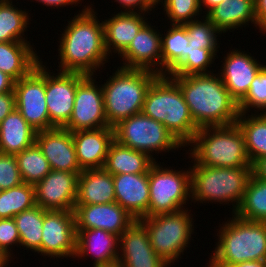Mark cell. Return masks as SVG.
Returning a JSON list of instances; mask_svg holds the SVG:
<instances>
[{
  "instance_id": "obj_1",
  "label": "cell",
  "mask_w": 266,
  "mask_h": 267,
  "mask_svg": "<svg viewBox=\"0 0 266 267\" xmlns=\"http://www.w3.org/2000/svg\"><path fill=\"white\" fill-rule=\"evenodd\" d=\"M90 6L85 5L81 13L79 11L74 15L61 34L57 71L94 76L97 69L108 62L109 56L104 45V24L100 23L95 15L97 12Z\"/></svg>"
},
{
  "instance_id": "obj_45",
  "label": "cell",
  "mask_w": 266,
  "mask_h": 267,
  "mask_svg": "<svg viewBox=\"0 0 266 267\" xmlns=\"http://www.w3.org/2000/svg\"><path fill=\"white\" fill-rule=\"evenodd\" d=\"M15 105V93L7 92L0 94V122L9 115L14 109Z\"/></svg>"
},
{
  "instance_id": "obj_36",
  "label": "cell",
  "mask_w": 266,
  "mask_h": 267,
  "mask_svg": "<svg viewBox=\"0 0 266 267\" xmlns=\"http://www.w3.org/2000/svg\"><path fill=\"white\" fill-rule=\"evenodd\" d=\"M36 205L34 185L22 183L0 193V219L13 218Z\"/></svg>"
},
{
  "instance_id": "obj_41",
  "label": "cell",
  "mask_w": 266,
  "mask_h": 267,
  "mask_svg": "<svg viewBox=\"0 0 266 267\" xmlns=\"http://www.w3.org/2000/svg\"><path fill=\"white\" fill-rule=\"evenodd\" d=\"M240 112L248 113L252 108L266 113V65L254 77L246 96L238 103ZM251 108V109H250Z\"/></svg>"
},
{
  "instance_id": "obj_55",
  "label": "cell",
  "mask_w": 266,
  "mask_h": 267,
  "mask_svg": "<svg viewBox=\"0 0 266 267\" xmlns=\"http://www.w3.org/2000/svg\"><path fill=\"white\" fill-rule=\"evenodd\" d=\"M146 2L154 9V8H156L155 7L156 5H159L160 3L162 5L163 2H165V0H146Z\"/></svg>"
},
{
  "instance_id": "obj_35",
  "label": "cell",
  "mask_w": 266,
  "mask_h": 267,
  "mask_svg": "<svg viewBox=\"0 0 266 267\" xmlns=\"http://www.w3.org/2000/svg\"><path fill=\"white\" fill-rule=\"evenodd\" d=\"M24 183L35 185L52 169L36 143L15 155Z\"/></svg>"
},
{
  "instance_id": "obj_7",
  "label": "cell",
  "mask_w": 266,
  "mask_h": 267,
  "mask_svg": "<svg viewBox=\"0 0 266 267\" xmlns=\"http://www.w3.org/2000/svg\"><path fill=\"white\" fill-rule=\"evenodd\" d=\"M187 209V210H186ZM191 210L181 209L177 212L157 214L141 218L145 225L152 248L167 264L171 266L188 247L194 225Z\"/></svg>"
},
{
  "instance_id": "obj_9",
  "label": "cell",
  "mask_w": 266,
  "mask_h": 267,
  "mask_svg": "<svg viewBox=\"0 0 266 267\" xmlns=\"http://www.w3.org/2000/svg\"><path fill=\"white\" fill-rule=\"evenodd\" d=\"M160 165L155 162L148 171V217L177 212L191 199V168L174 171Z\"/></svg>"
},
{
  "instance_id": "obj_37",
  "label": "cell",
  "mask_w": 266,
  "mask_h": 267,
  "mask_svg": "<svg viewBox=\"0 0 266 267\" xmlns=\"http://www.w3.org/2000/svg\"><path fill=\"white\" fill-rule=\"evenodd\" d=\"M218 48H200L187 45V56L168 74L169 76H186L213 73L207 68L214 63Z\"/></svg>"
},
{
  "instance_id": "obj_33",
  "label": "cell",
  "mask_w": 266,
  "mask_h": 267,
  "mask_svg": "<svg viewBox=\"0 0 266 267\" xmlns=\"http://www.w3.org/2000/svg\"><path fill=\"white\" fill-rule=\"evenodd\" d=\"M20 237V247L41 253L43 209L40 206L24 210L13 217Z\"/></svg>"
},
{
  "instance_id": "obj_51",
  "label": "cell",
  "mask_w": 266,
  "mask_h": 267,
  "mask_svg": "<svg viewBox=\"0 0 266 267\" xmlns=\"http://www.w3.org/2000/svg\"><path fill=\"white\" fill-rule=\"evenodd\" d=\"M232 267H266V261H246Z\"/></svg>"
},
{
  "instance_id": "obj_27",
  "label": "cell",
  "mask_w": 266,
  "mask_h": 267,
  "mask_svg": "<svg viewBox=\"0 0 266 267\" xmlns=\"http://www.w3.org/2000/svg\"><path fill=\"white\" fill-rule=\"evenodd\" d=\"M30 42H0V71L18 81L42 60Z\"/></svg>"
},
{
  "instance_id": "obj_56",
  "label": "cell",
  "mask_w": 266,
  "mask_h": 267,
  "mask_svg": "<svg viewBox=\"0 0 266 267\" xmlns=\"http://www.w3.org/2000/svg\"><path fill=\"white\" fill-rule=\"evenodd\" d=\"M209 264H208V267H220L218 265H216L214 262H212L211 260H209Z\"/></svg>"
},
{
  "instance_id": "obj_53",
  "label": "cell",
  "mask_w": 266,
  "mask_h": 267,
  "mask_svg": "<svg viewBox=\"0 0 266 267\" xmlns=\"http://www.w3.org/2000/svg\"><path fill=\"white\" fill-rule=\"evenodd\" d=\"M9 261L11 262V259L8 255H6L1 249H0V267H7L9 266Z\"/></svg>"
},
{
  "instance_id": "obj_25",
  "label": "cell",
  "mask_w": 266,
  "mask_h": 267,
  "mask_svg": "<svg viewBox=\"0 0 266 267\" xmlns=\"http://www.w3.org/2000/svg\"><path fill=\"white\" fill-rule=\"evenodd\" d=\"M115 202L113 175L104 168L83 170L78 179L75 205Z\"/></svg>"
},
{
  "instance_id": "obj_22",
  "label": "cell",
  "mask_w": 266,
  "mask_h": 267,
  "mask_svg": "<svg viewBox=\"0 0 266 267\" xmlns=\"http://www.w3.org/2000/svg\"><path fill=\"white\" fill-rule=\"evenodd\" d=\"M166 113V128L184 147H188L199 128L194 123L180 87L169 75Z\"/></svg>"
},
{
  "instance_id": "obj_57",
  "label": "cell",
  "mask_w": 266,
  "mask_h": 267,
  "mask_svg": "<svg viewBox=\"0 0 266 267\" xmlns=\"http://www.w3.org/2000/svg\"><path fill=\"white\" fill-rule=\"evenodd\" d=\"M8 1H11V0H0V2H8Z\"/></svg>"
},
{
  "instance_id": "obj_20",
  "label": "cell",
  "mask_w": 266,
  "mask_h": 267,
  "mask_svg": "<svg viewBox=\"0 0 266 267\" xmlns=\"http://www.w3.org/2000/svg\"><path fill=\"white\" fill-rule=\"evenodd\" d=\"M77 161L82 170L101 169L105 165L111 143L112 127L72 132Z\"/></svg>"
},
{
  "instance_id": "obj_32",
  "label": "cell",
  "mask_w": 266,
  "mask_h": 267,
  "mask_svg": "<svg viewBox=\"0 0 266 267\" xmlns=\"http://www.w3.org/2000/svg\"><path fill=\"white\" fill-rule=\"evenodd\" d=\"M247 221L266 222V181L251 175L243 200L234 213Z\"/></svg>"
},
{
  "instance_id": "obj_4",
  "label": "cell",
  "mask_w": 266,
  "mask_h": 267,
  "mask_svg": "<svg viewBox=\"0 0 266 267\" xmlns=\"http://www.w3.org/2000/svg\"><path fill=\"white\" fill-rule=\"evenodd\" d=\"M102 85L105 115L110 127L142 112L152 82L159 76L146 69L117 67Z\"/></svg>"
},
{
  "instance_id": "obj_42",
  "label": "cell",
  "mask_w": 266,
  "mask_h": 267,
  "mask_svg": "<svg viewBox=\"0 0 266 267\" xmlns=\"http://www.w3.org/2000/svg\"><path fill=\"white\" fill-rule=\"evenodd\" d=\"M23 183L15 155L0 153V188L7 190Z\"/></svg>"
},
{
  "instance_id": "obj_14",
  "label": "cell",
  "mask_w": 266,
  "mask_h": 267,
  "mask_svg": "<svg viewBox=\"0 0 266 267\" xmlns=\"http://www.w3.org/2000/svg\"><path fill=\"white\" fill-rule=\"evenodd\" d=\"M80 173L51 170L34 185L36 205L44 210L74 211Z\"/></svg>"
},
{
  "instance_id": "obj_15",
  "label": "cell",
  "mask_w": 266,
  "mask_h": 267,
  "mask_svg": "<svg viewBox=\"0 0 266 267\" xmlns=\"http://www.w3.org/2000/svg\"><path fill=\"white\" fill-rule=\"evenodd\" d=\"M118 260L123 267H168L150 244L145 225L135 220L120 236Z\"/></svg>"
},
{
  "instance_id": "obj_16",
  "label": "cell",
  "mask_w": 266,
  "mask_h": 267,
  "mask_svg": "<svg viewBox=\"0 0 266 267\" xmlns=\"http://www.w3.org/2000/svg\"><path fill=\"white\" fill-rule=\"evenodd\" d=\"M76 229H102L120 236L136 219L118 203L75 205Z\"/></svg>"
},
{
  "instance_id": "obj_23",
  "label": "cell",
  "mask_w": 266,
  "mask_h": 267,
  "mask_svg": "<svg viewBox=\"0 0 266 267\" xmlns=\"http://www.w3.org/2000/svg\"><path fill=\"white\" fill-rule=\"evenodd\" d=\"M147 13L118 12L102 21L104 24V45L106 53L121 55L130 45L140 29L148 22ZM112 49V50H111Z\"/></svg>"
},
{
  "instance_id": "obj_49",
  "label": "cell",
  "mask_w": 266,
  "mask_h": 267,
  "mask_svg": "<svg viewBox=\"0 0 266 267\" xmlns=\"http://www.w3.org/2000/svg\"><path fill=\"white\" fill-rule=\"evenodd\" d=\"M257 22L266 14V0H255Z\"/></svg>"
},
{
  "instance_id": "obj_46",
  "label": "cell",
  "mask_w": 266,
  "mask_h": 267,
  "mask_svg": "<svg viewBox=\"0 0 266 267\" xmlns=\"http://www.w3.org/2000/svg\"><path fill=\"white\" fill-rule=\"evenodd\" d=\"M15 80L0 71V94L7 92H14Z\"/></svg>"
},
{
  "instance_id": "obj_28",
  "label": "cell",
  "mask_w": 266,
  "mask_h": 267,
  "mask_svg": "<svg viewBox=\"0 0 266 267\" xmlns=\"http://www.w3.org/2000/svg\"><path fill=\"white\" fill-rule=\"evenodd\" d=\"M36 133L15 108L0 122V153H20L35 143Z\"/></svg>"
},
{
  "instance_id": "obj_26",
  "label": "cell",
  "mask_w": 266,
  "mask_h": 267,
  "mask_svg": "<svg viewBox=\"0 0 266 267\" xmlns=\"http://www.w3.org/2000/svg\"><path fill=\"white\" fill-rule=\"evenodd\" d=\"M222 33L242 28L251 22L257 27L255 0H223L205 15Z\"/></svg>"
},
{
  "instance_id": "obj_31",
  "label": "cell",
  "mask_w": 266,
  "mask_h": 267,
  "mask_svg": "<svg viewBox=\"0 0 266 267\" xmlns=\"http://www.w3.org/2000/svg\"><path fill=\"white\" fill-rule=\"evenodd\" d=\"M170 26L166 34L161 35L162 75H168L187 56L189 44V36L183 25Z\"/></svg>"
},
{
  "instance_id": "obj_24",
  "label": "cell",
  "mask_w": 266,
  "mask_h": 267,
  "mask_svg": "<svg viewBox=\"0 0 266 267\" xmlns=\"http://www.w3.org/2000/svg\"><path fill=\"white\" fill-rule=\"evenodd\" d=\"M76 254L83 259L92 255L94 265L118 259L119 237L102 229H76ZM83 257V258H82Z\"/></svg>"
},
{
  "instance_id": "obj_18",
  "label": "cell",
  "mask_w": 266,
  "mask_h": 267,
  "mask_svg": "<svg viewBox=\"0 0 266 267\" xmlns=\"http://www.w3.org/2000/svg\"><path fill=\"white\" fill-rule=\"evenodd\" d=\"M35 143L48 160L52 170L66 172H82L80 168L72 132L65 128H52L36 133Z\"/></svg>"
},
{
  "instance_id": "obj_48",
  "label": "cell",
  "mask_w": 266,
  "mask_h": 267,
  "mask_svg": "<svg viewBox=\"0 0 266 267\" xmlns=\"http://www.w3.org/2000/svg\"><path fill=\"white\" fill-rule=\"evenodd\" d=\"M35 1H38L40 3H42L43 5H45L46 7L50 6L51 8L53 7V9L55 7H65L66 5L69 6V5H73L75 4L74 6H78V4H80L79 2H81V0H35ZM77 4V5H76Z\"/></svg>"
},
{
  "instance_id": "obj_34",
  "label": "cell",
  "mask_w": 266,
  "mask_h": 267,
  "mask_svg": "<svg viewBox=\"0 0 266 267\" xmlns=\"http://www.w3.org/2000/svg\"><path fill=\"white\" fill-rule=\"evenodd\" d=\"M12 4V1L0 2V42H29L24 32L31 18L26 10Z\"/></svg>"
},
{
  "instance_id": "obj_29",
  "label": "cell",
  "mask_w": 266,
  "mask_h": 267,
  "mask_svg": "<svg viewBox=\"0 0 266 267\" xmlns=\"http://www.w3.org/2000/svg\"><path fill=\"white\" fill-rule=\"evenodd\" d=\"M156 162L148 154L119 144L114 140L107 154L104 169L112 175L148 173Z\"/></svg>"
},
{
  "instance_id": "obj_17",
  "label": "cell",
  "mask_w": 266,
  "mask_h": 267,
  "mask_svg": "<svg viewBox=\"0 0 266 267\" xmlns=\"http://www.w3.org/2000/svg\"><path fill=\"white\" fill-rule=\"evenodd\" d=\"M126 69H146L162 75L161 34L146 23L119 56ZM160 67V68H159Z\"/></svg>"
},
{
  "instance_id": "obj_8",
  "label": "cell",
  "mask_w": 266,
  "mask_h": 267,
  "mask_svg": "<svg viewBox=\"0 0 266 267\" xmlns=\"http://www.w3.org/2000/svg\"><path fill=\"white\" fill-rule=\"evenodd\" d=\"M114 140L134 150L152 153L168 152L184 147L163 123L147 117L143 112L120 121L113 127ZM167 150V151H166Z\"/></svg>"
},
{
  "instance_id": "obj_10",
  "label": "cell",
  "mask_w": 266,
  "mask_h": 267,
  "mask_svg": "<svg viewBox=\"0 0 266 267\" xmlns=\"http://www.w3.org/2000/svg\"><path fill=\"white\" fill-rule=\"evenodd\" d=\"M16 109L37 132L50 129V119L45 100V65H38L25 77L15 81Z\"/></svg>"
},
{
  "instance_id": "obj_47",
  "label": "cell",
  "mask_w": 266,
  "mask_h": 267,
  "mask_svg": "<svg viewBox=\"0 0 266 267\" xmlns=\"http://www.w3.org/2000/svg\"><path fill=\"white\" fill-rule=\"evenodd\" d=\"M252 174L257 178L266 181V156L258 159L252 165Z\"/></svg>"
},
{
  "instance_id": "obj_44",
  "label": "cell",
  "mask_w": 266,
  "mask_h": 267,
  "mask_svg": "<svg viewBox=\"0 0 266 267\" xmlns=\"http://www.w3.org/2000/svg\"><path fill=\"white\" fill-rule=\"evenodd\" d=\"M114 2H118L120 7L125 8L124 11L121 10L120 12L135 13L139 11V13H149L153 10L146 0H115Z\"/></svg>"
},
{
  "instance_id": "obj_2",
  "label": "cell",
  "mask_w": 266,
  "mask_h": 267,
  "mask_svg": "<svg viewBox=\"0 0 266 267\" xmlns=\"http://www.w3.org/2000/svg\"><path fill=\"white\" fill-rule=\"evenodd\" d=\"M170 77L180 87L198 128L236 124L240 114L238 103L218 74Z\"/></svg>"
},
{
  "instance_id": "obj_12",
  "label": "cell",
  "mask_w": 266,
  "mask_h": 267,
  "mask_svg": "<svg viewBox=\"0 0 266 267\" xmlns=\"http://www.w3.org/2000/svg\"><path fill=\"white\" fill-rule=\"evenodd\" d=\"M94 77L87 75L77 85L73 112L63 127L70 132L110 127L105 115L102 86L96 84Z\"/></svg>"
},
{
  "instance_id": "obj_39",
  "label": "cell",
  "mask_w": 266,
  "mask_h": 267,
  "mask_svg": "<svg viewBox=\"0 0 266 267\" xmlns=\"http://www.w3.org/2000/svg\"><path fill=\"white\" fill-rule=\"evenodd\" d=\"M202 18V21L196 19L183 25L189 36V45L200 48H219L217 37L222 33L205 15Z\"/></svg>"
},
{
  "instance_id": "obj_5",
  "label": "cell",
  "mask_w": 266,
  "mask_h": 267,
  "mask_svg": "<svg viewBox=\"0 0 266 267\" xmlns=\"http://www.w3.org/2000/svg\"><path fill=\"white\" fill-rule=\"evenodd\" d=\"M188 146L189 158L201 166L252 167L237 124L199 128Z\"/></svg>"
},
{
  "instance_id": "obj_54",
  "label": "cell",
  "mask_w": 266,
  "mask_h": 267,
  "mask_svg": "<svg viewBox=\"0 0 266 267\" xmlns=\"http://www.w3.org/2000/svg\"><path fill=\"white\" fill-rule=\"evenodd\" d=\"M257 26L261 33L265 35L266 33V14L258 21Z\"/></svg>"
},
{
  "instance_id": "obj_40",
  "label": "cell",
  "mask_w": 266,
  "mask_h": 267,
  "mask_svg": "<svg viewBox=\"0 0 266 267\" xmlns=\"http://www.w3.org/2000/svg\"><path fill=\"white\" fill-rule=\"evenodd\" d=\"M162 7L165 16L171 20L170 25H184L203 14L200 13V0H165Z\"/></svg>"
},
{
  "instance_id": "obj_13",
  "label": "cell",
  "mask_w": 266,
  "mask_h": 267,
  "mask_svg": "<svg viewBox=\"0 0 266 267\" xmlns=\"http://www.w3.org/2000/svg\"><path fill=\"white\" fill-rule=\"evenodd\" d=\"M41 254L57 259L74 258L77 232L74 211H53L43 209Z\"/></svg>"
},
{
  "instance_id": "obj_11",
  "label": "cell",
  "mask_w": 266,
  "mask_h": 267,
  "mask_svg": "<svg viewBox=\"0 0 266 267\" xmlns=\"http://www.w3.org/2000/svg\"><path fill=\"white\" fill-rule=\"evenodd\" d=\"M47 68L45 66V100L50 129L63 128L69 122L73 112L77 85L87 75L62 71L54 74Z\"/></svg>"
},
{
  "instance_id": "obj_21",
  "label": "cell",
  "mask_w": 266,
  "mask_h": 267,
  "mask_svg": "<svg viewBox=\"0 0 266 267\" xmlns=\"http://www.w3.org/2000/svg\"><path fill=\"white\" fill-rule=\"evenodd\" d=\"M113 183L116 203L136 220L148 217V173L113 175Z\"/></svg>"
},
{
  "instance_id": "obj_52",
  "label": "cell",
  "mask_w": 266,
  "mask_h": 267,
  "mask_svg": "<svg viewBox=\"0 0 266 267\" xmlns=\"http://www.w3.org/2000/svg\"><path fill=\"white\" fill-rule=\"evenodd\" d=\"M93 267H123L122 263L117 259L111 262L94 265Z\"/></svg>"
},
{
  "instance_id": "obj_43",
  "label": "cell",
  "mask_w": 266,
  "mask_h": 267,
  "mask_svg": "<svg viewBox=\"0 0 266 267\" xmlns=\"http://www.w3.org/2000/svg\"><path fill=\"white\" fill-rule=\"evenodd\" d=\"M20 246L18 228L13 218L0 219V249L11 259L12 246ZM11 247V248H10Z\"/></svg>"
},
{
  "instance_id": "obj_6",
  "label": "cell",
  "mask_w": 266,
  "mask_h": 267,
  "mask_svg": "<svg viewBox=\"0 0 266 267\" xmlns=\"http://www.w3.org/2000/svg\"><path fill=\"white\" fill-rule=\"evenodd\" d=\"M191 168V201L232 203V214L239 208L252 167L201 166L195 161Z\"/></svg>"
},
{
  "instance_id": "obj_38",
  "label": "cell",
  "mask_w": 266,
  "mask_h": 267,
  "mask_svg": "<svg viewBox=\"0 0 266 267\" xmlns=\"http://www.w3.org/2000/svg\"><path fill=\"white\" fill-rule=\"evenodd\" d=\"M142 112L166 127L167 75H159L149 87Z\"/></svg>"
},
{
  "instance_id": "obj_50",
  "label": "cell",
  "mask_w": 266,
  "mask_h": 267,
  "mask_svg": "<svg viewBox=\"0 0 266 267\" xmlns=\"http://www.w3.org/2000/svg\"><path fill=\"white\" fill-rule=\"evenodd\" d=\"M223 2V0H200V8H201V13L203 11L202 7H206L204 8L206 11L205 15L214 7L218 6L219 4H221Z\"/></svg>"
},
{
  "instance_id": "obj_30",
  "label": "cell",
  "mask_w": 266,
  "mask_h": 267,
  "mask_svg": "<svg viewBox=\"0 0 266 267\" xmlns=\"http://www.w3.org/2000/svg\"><path fill=\"white\" fill-rule=\"evenodd\" d=\"M256 112L251 115L240 112L236 121L244 135L246 152L252 165L266 156V113Z\"/></svg>"
},
{
  "instance_id": "obj_3",
  "label": "cell",
  "mask_w": 266,
  "mask_h": 267,
  "mask_svg": "<svg viewBox=\"0 0 266 267\" xmlns=\"http://www.w3.org/2000/svg\"><path fill=\"white\" fill-rule=\"evenodd\" d=\"M221 224L210 260L220 267L246 261H266V222L247 221L232 214ZM219 234V235H218Z\"/></svg>"
},
{
  "instance_id": "obj_19",
  "label": "cell",
  "mask_w": 266,
  "mask_h": 267,
  "mask_svg": "<svg viewBox=\"0 0 266 267\" xmlns=\"http://www.w3.org/2000/svg\"><path fill=\"white\" fill-rule=\"evenodd\" d=\"M245 51L232 49L224 56L221 72L218 73L230 95L239 103L248 93L250 84L264 66Z\"/></svg>"
}]
</instances>
